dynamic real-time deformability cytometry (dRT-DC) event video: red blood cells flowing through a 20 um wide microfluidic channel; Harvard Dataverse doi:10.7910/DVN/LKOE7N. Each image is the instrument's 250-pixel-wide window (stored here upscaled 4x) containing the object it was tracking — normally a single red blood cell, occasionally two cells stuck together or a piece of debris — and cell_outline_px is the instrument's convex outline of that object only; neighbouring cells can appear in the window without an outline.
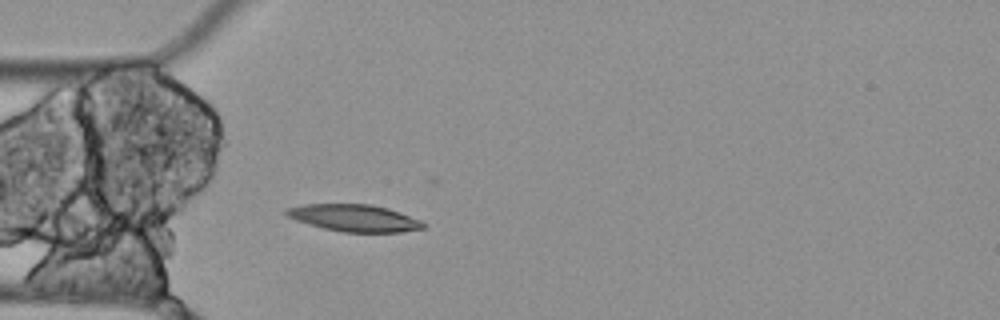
{"species": "Egyptian fruit bat (a non-hibernating species)", "species_latin": "Rousettus aegyptiacus", "temperature_condition": "cold", "stored_images_in_passage": 2, "camera_frame_rate_fps": 3000, "um_per_image_px": 0.085, "animal": {"sex": "female"}, "frame": {"image": 1, "passage_image": 2, "time_ms": 0.333, "image_size_px": [1000, 320], "cell_outline_px": [[424, 228], [400, 232], [344, 232], [324, 228], [296, 220], [288, 216], [284, 212], [284, 208], [304, 204], [372, 204], [388, 208], [400, 212], [420, 220], [424, 224]], "centroid_in_image_um": [30.1, 18.52], "position_along_channel_um": 54.9, "area_um2": 21.44}}